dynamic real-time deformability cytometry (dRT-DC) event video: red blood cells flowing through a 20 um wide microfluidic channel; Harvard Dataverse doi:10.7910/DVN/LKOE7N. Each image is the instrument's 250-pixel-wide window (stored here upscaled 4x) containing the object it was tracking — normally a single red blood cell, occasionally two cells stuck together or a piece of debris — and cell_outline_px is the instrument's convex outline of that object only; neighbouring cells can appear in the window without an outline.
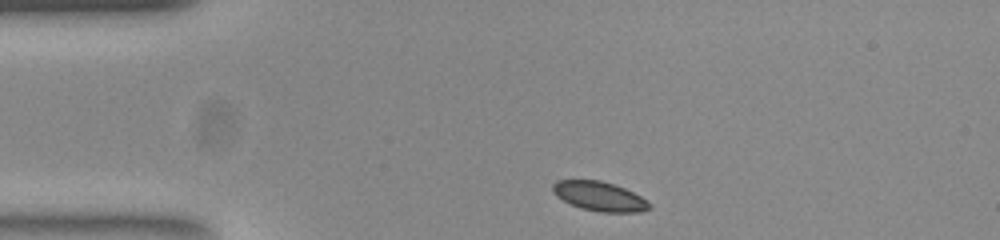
{"species": "common noctule bat (a hibernating species)", "species_latin": "Nyctalus noctula", "temperature_condition": "room temperature", "stored_images_in_passage": 43, "camera_frame_rate_fps": 3000, "um_per_image_px": 0.085, "animal": {"sex": "female", "body_mass_g": 23.0, "forearm_length_mm": 53.4}, "frame": {"image": 1, "passage_image": 1, "time_ms": 0.0, "image_size_px": [1000, 240], "cell_outline_px": [[652, 208], [640, 212], [600, 212], [580, 208], [556, 196], [552, 192], [552, 184], [556, 180], [600, 180], [624, 188], [640, 196], [652, 204]], "centroid_in_image_um": [50.95, 16.69], "position_along_channel_um": 34.0, "area_um2": 16.53}}
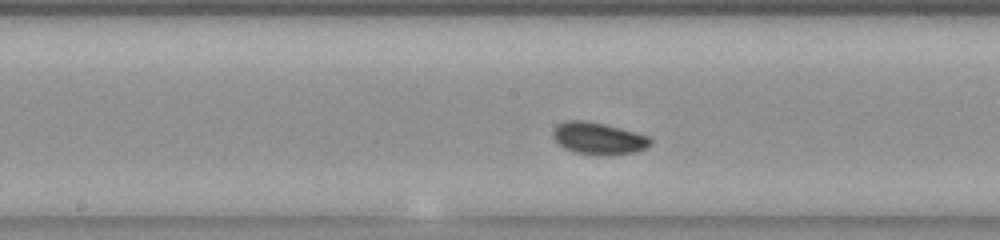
{"frame": {"image": 2, "passage_image": 17, "time_ms": 5.333, "image_size_px": [1000, 240], "cell_outline_px": [[652, 144], [636, 152], [576, 152], [564, 148], [552, 136], [552, 132], [556, 124], [568, 120], [584, 120], [604, 124], [636, 132], [648, 136], [652, 140]], "centroid_in_image_um": [50.84, 11.7], "position_along_channel_um": 197.4, "area_um2": 17.34}}
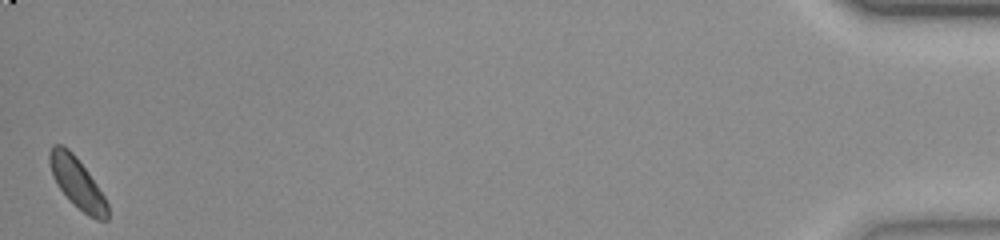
{"frame": {"image": 3, "passage_image": 43, "time_ms": 14.0, "image_size_px": [1000, 240], "cell_outline_px": [[108, 220], [96, 220], [88, 216], [60, 188], [52, 176], [48, 160], [48, 152], [52, 144], [60, 144], [68, 148], [76, 156], [88, 172], [104, 196], [108, 204]], "centroid_in_image_um": [6.55, 15.5], "position_along_channel_um": 428.7, "area_um2": 16.82}, "authors_computed_cell_mechanics": {"area_um2": 17.1088, "velocity_mm_per_s": 3.8083, "shape_relaxation_time_tau1_ms": 6.0438, "shape_relaxation_time_tau2_ms": 4.7222, "deformation_change_tau1": 0.082, "deformation_change_tau2": 0.0632}}